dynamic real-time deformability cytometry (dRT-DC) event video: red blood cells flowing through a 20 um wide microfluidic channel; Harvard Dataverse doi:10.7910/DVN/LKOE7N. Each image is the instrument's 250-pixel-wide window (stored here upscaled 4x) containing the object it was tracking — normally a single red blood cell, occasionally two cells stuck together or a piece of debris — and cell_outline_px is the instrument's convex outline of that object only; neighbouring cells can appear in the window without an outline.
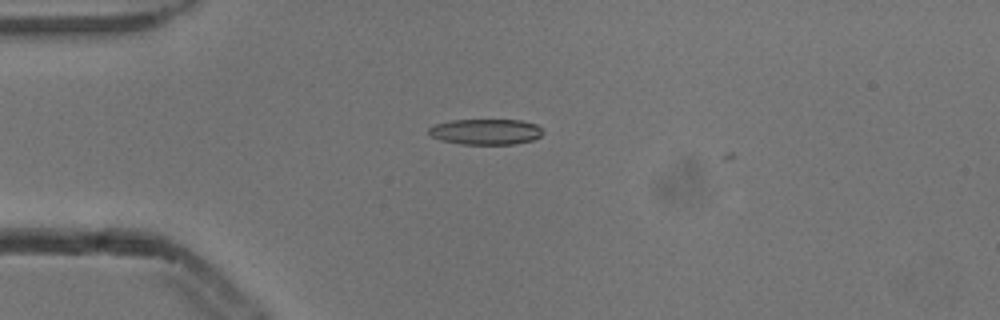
{"species": "common noctule bat (a hibernating species)", "species_latin": "Nyctalus noctula", "temperature_condition": "cold", "stored_images_in_passage": 2, "camera_frame_rate_fps": 3000, "um_per_image_px": 0.085, "animal": {"sex": "male", "body_mass_g": 13.3}, "frame": {"image": 1, "passage_image": 1, "time_ms": 0.0, "image_size_px": [1000, 320], "cell_outline_px": [[544, 132], [540, 136], [532, 140], [516, 144], [460, 144], [440, 140], [432, 136], [428, 132], [428, 128], [436, 124], [452, 120], [520, 120], [536, 124]], "centroid_in_image_um": [41.29, 11.2], "position_along_channel_um": 43.7, "area_um2": 17.05}}